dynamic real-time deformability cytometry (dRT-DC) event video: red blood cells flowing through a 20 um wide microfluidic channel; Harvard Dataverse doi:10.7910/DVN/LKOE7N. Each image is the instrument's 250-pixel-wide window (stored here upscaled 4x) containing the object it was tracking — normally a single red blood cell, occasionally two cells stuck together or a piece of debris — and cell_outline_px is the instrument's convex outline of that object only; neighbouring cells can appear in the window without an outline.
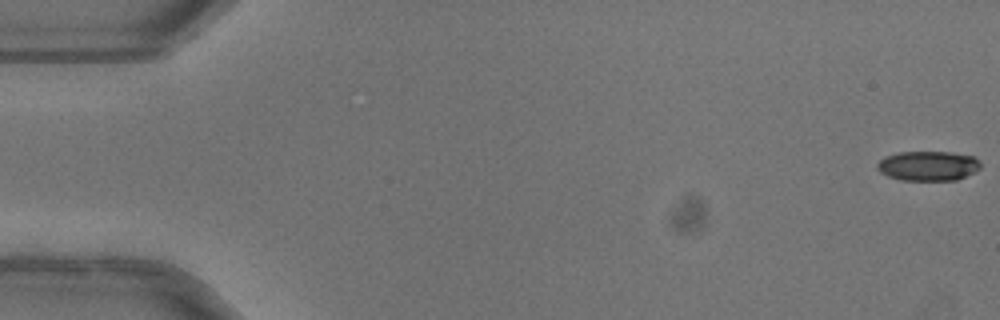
{"species": "common noctule bat (a hibernating species)", "species_latin": "Nyctalus noctula", "temperature_condition": "warm", "stored_images_in_passage": 52, "camera_frame_rate_fps": 3000, "um_per_image_px": 0.085, "animal": {"sex": "female"}, "frame": {"image": 1, "passage_image": 1, "time_ms": 0.0, "image_size_px": [1000, 320], "cell_outline_px": [[980, 168], [956, 180], [900, 180], [888, 176], [880, 172], [876, 168], [876, 164], [884, 156], [900, 152], [952, 152], [976, 156], [980, 160]], "centroid_in_image_um": [78.88, 14.09], "position_along_channel_um": 6.1, "area_um2": 17.98}}
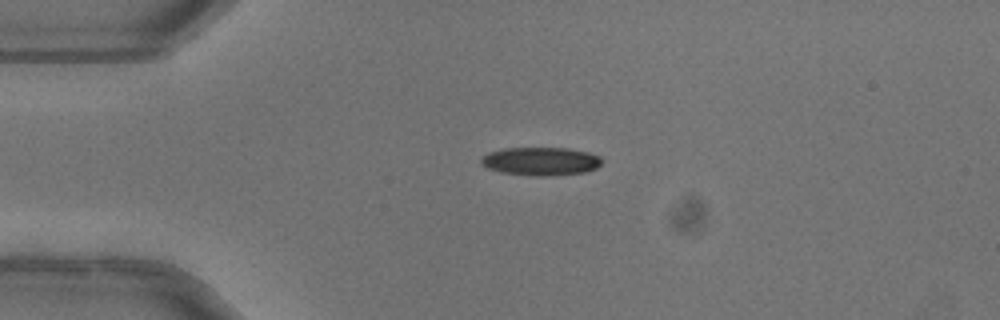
{"frame": {"image": 2, "passage_image": 13, "time_ms": 4.0, "image_size_px": [1000, 320], "cell_outline_px": [[604, 160], [596, 168], [584, 172], [548, 176], [532, 176], [500, 172], [488, 168], [480, 164], [480, 156], [488, 152], [504, 148], [568, 148], [588, 152], [600, 156]], "centroid_in_image_um": [45.93, 13.7], "position_along_channel_um": 39.1, "area_um2": 20.11}}
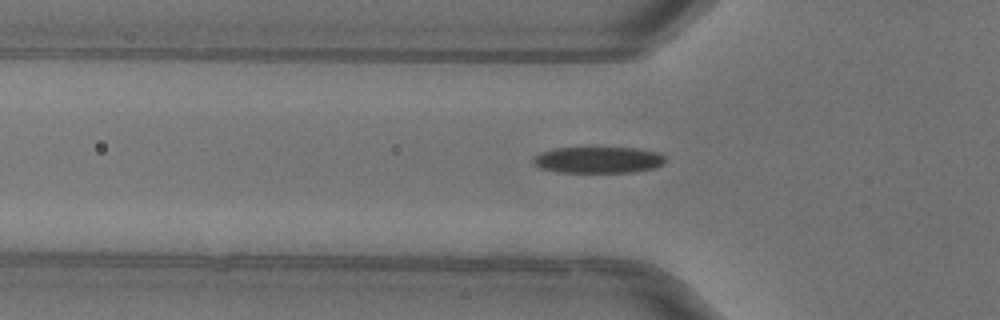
{"frame": {"image": 3, "passage_image": 18, "time_ms": 5.667, "image_size_px": [1000, 320], "cell_outline_px": [[664, 164], [656, 168], [632, 172], [560, 172], [540, 168], [532, 164], [532, 156], [540, 152], [552, 148], [636, 148], [660, 152], [664, 156]], "centroid_in_image_um": [50.82, 13.59], "position_along_channel_um": 75.0, "area_um2": 20.52}, "authors_computed_cell_mechanics": {"area_um2": 20.4323, "velocity_mm_per_s": 4.0576, "shape_relaxation_time_tau1_ms": 4.1423, "shape_relaxation_time_tau2_ms": 5.1507, "deformation_change_tau1": 0.1811, "deformation_change_tau2": 0.1245}}